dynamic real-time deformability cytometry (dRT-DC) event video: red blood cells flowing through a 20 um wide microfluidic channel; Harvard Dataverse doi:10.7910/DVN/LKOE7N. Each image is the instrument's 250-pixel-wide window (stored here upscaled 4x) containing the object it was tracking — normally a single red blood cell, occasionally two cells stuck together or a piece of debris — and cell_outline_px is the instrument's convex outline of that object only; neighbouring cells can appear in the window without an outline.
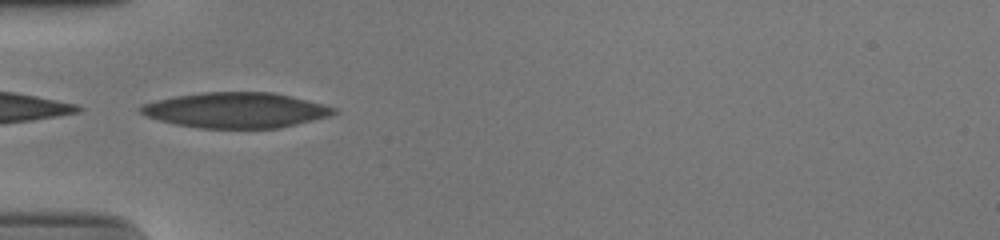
{"species": "human", "species_latin": "Homo sapiens", "temperature_condition": "cold", "stored_images_in_passage": 35, "camera_frame_rate_fps": 3000, "um_per_image_px": 0.085, "donor": {"sex": "male"}, "frame": {"image": 1, "passage_image": 1, "time_ms": 0.0, "image_size_px": [1000, 240], "cell_outline_px": [[336, 112], [332, 116], [296, 124], [276, 128], [200, 128], [176, 124], [144, 116], [140, 112], [140, 108], [144, 104], [176, 96], [204, 92], [272, 92], [336, 108]], "centroid_in_image_um": [20.04, 9.37], "position_along_channel_um": 65.0, "area_um2": 39.25}}
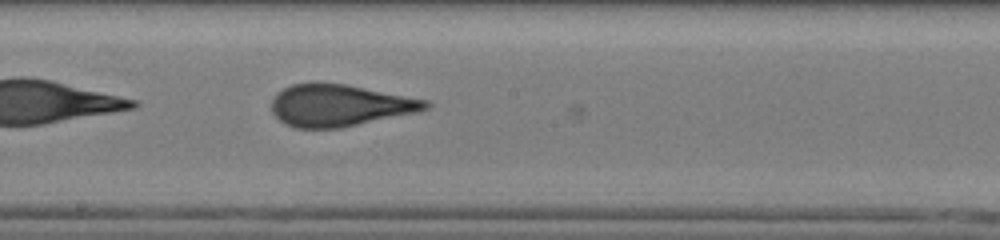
{"frame": {"image": 2, "passage_image": 13, "time_ms": 4.0, "image_size_px": [1000, 240], "cell_outline_px": [[432, 104], [428, 108], [416, 112], [340, 128], [296, 128], [284, 124], [272, 112], [272, 100], [276, 92], [292, 84], [344, 84], [428, 100]], "centroid_in_image_um": [28.85, 8.97], "position_along_channel_um": 219.4, "area_um2": 37.05}}
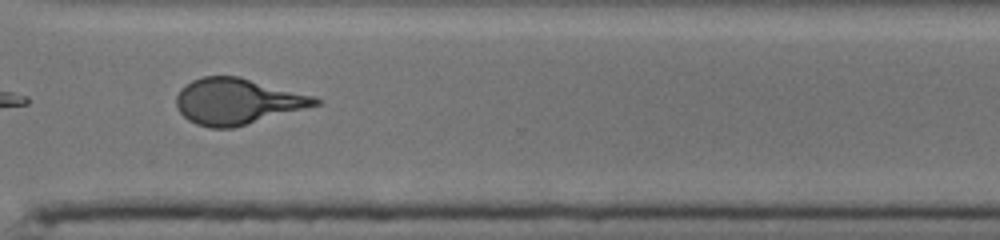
{"frame": {"image": 3, "passage_image": 23, "time_ms": 7.333, "image_size_px": [1000, 240], "cell_outline_px": [[320, 104], [232, 128], [208, 128], [196, 124], [188, 120], [176, 108], [176, 96], [180, 88], [192, 80], [204, 76], [240, 76], [316, 96], [320, 100]], "centroid_in_image_um": [20.14, 8.6], "position_along_channel_um": 350.5, "area_um2": 37.28}, "authors_computed_cell_mechanics": {"area_um2": 37.3388, "velocity_mm_per_s": 3.9253, "shape_relaxation_time_tau1_ms": 6.9944, "shape_relaxation_time_tau2_ms": 0.8522, "deformation_change_tau1": 0.24, "deformation_change_tau2": 0.0851}}